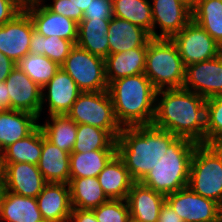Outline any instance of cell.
Segmentation results:
<instances>
[{"mask_svg":"<svg viewBox=\"0 0 222 222\" xmlns=\"http://www.w3.org/2000/svg\"><path fill=\"white\" fill-rule=\"evenodd\" d=\"M152 125L177 137L204 144L206 99L184 88L158 90Z\"/></svg>","mask_w":222,"mask_h":222,"instance_id":"cell-1","label":"cell"},{"mask_svg":"<svg viewBox=\"0 0 222 222\" xmlns=\"http://www.w3.org/2000/svg\"><path fill=\"white\" fill-rule=\"evenodd\" d=\"M177 138L151 125L123 127L116 140L117 155L135 182H140Z\"/></svg>","mask_w":222,"mask_h":222,"instance_id":"cell-2","label":"cell"},{"mask_svg":"<svg viewBox=\"0 0 222 222\" xmlns=\"http://www.w3.org/2000/svg\"><path fill=\"white\" fill-rule=\"evenodd\" d=\"M108 91L121 128L152 124L157 90L145 74L112 81Z\"/></svg>","mask_w":222,"mask_h":222,"instance_id":"cell-3","label":"cell"},{"mask_svg":"<svg viewBox=\"0 0 222 222\" xmlns=\"http://www.w3.org/2000/svg\"><path fill=\"white\" fill-rule=\"evenodd\" d=\"M197 145L177 137L140 182L164 196L187 187L191 158Z\"/></svg>","mask_w":222,"mask_h":222,"instance_id":"cell-4","label":"cell"},{"mask_svg":"<svg viewBox=\"0 0 222 222\" xmlns=\"http://www.w3.org/2000/svg\"><path fill=\"white\" fill-rule=\"evenodd\" d=\"M144 74L157 91L183 88L185 66L171 39L151 38L148 41Z\"/></svg>","mask_w":222,"mask_h":222,"instance_id":"cell-5","label":"cell"},{"mask_svg":"<svg viewBox=\"0 0 222 222\" xmlns=\"http://www.w3.org/2000/svg\"><path fill=\"white\" fill-rule=\"evenodd\" d=\"M77 124H88L107 130L116 140L121 132L109 91L81 92L66 114Z\"/></svg>","mask_w":222,"mask_h":222,"instance_id":"cell-6","label":"cell"},{"mask_svg":"<svg viewBox=\"0 0 222 222\" xmlns=\"http://www.w3.org/2000/svg\"><path fill=\"white\" fill-rule=\"evenodd\" d=\"M187 186L222 206V163L205 144L195 147Z\"/></svg>","mask_w":222,"mask_h":222,"instance_id":"cell-7","label":"cell"},{"mask_svg":"<svg viewBox=\"0 0 222 222\" xmlns=\"http://www.w3.org/2000/svg\"><path fill=\"white\" fill-rule=\"evenodd\" d=\"M82 92L107 91L105 59L75 45L61 65Z\"/></svg>","mask_w":222,"mask_h":222,"instance_id":"cell-8","label":"cell"},{"mask_svg":"<svg viewBox=\"0 0 222 222\" xmlns=\"http://www.w3.org/2000/svg\"><path fill=\"white\" fill-rule=\"evenodd\" d=\"M171 40L177 46L185 67L213 59L222 53V47L193 20Z\"/></svg>","mask_w":222,"mask_h":222,"instance_id":"cell-9","label":"cell"},{"mask_svg":"<svg viewBox=\"0 0 222 222\" xmlns=\"http://www.w3.org/2000/svg\"><path fill=\"white\" fill-rule=\"evenodd\" d=\"M2 188L13 194L36 198L47 184L37 165L0 163Z\"/></svg>","mask_w":222,"mask_h":222,"instance_id":"cell-10","label":"cell"},{"mask_svg":"<svg viewBox=\"0 0 222 222\" xmlns=\"http://www.w3.org/2000/svg\"><path fill=\"white\" fill-rule=\"evenodd\" d=\"M184 222H210L221 215V205L196 194L188 186L165 196Z\"/></svg>","mask_w":222,"mask_h":222,"instance_id":"cell-11","label":"cell"},{"mask_svg":"<svg viewBox=\"0 0 222 222\" xmlns=\"http://www.w3.org/2000/svg\"><path fill=\"white\" fill-rule=\"evenodd\" d=\"M23 9L30 16L38 34L45 37L57 36L76 45L78 23L75 20L51 12L40 0H30Z\"/></svg>","mask_w":222,"mask_h":222,"instance_id":"cell-12","label":"cell"},{"mask_svg":"<svg viewBox=\"0 0 222 222\" xmlns=\"http://www.w3.org/2000/svg\"><path fill=\"white\" fill-rule=\"evenodd\" d=\"M183 88L208 99L222 96V53L185 67Z\"/></svg>","mask_w":222,"mask_h":222,"instance_id":"cell-13","label":"cell"},{"mask_svg":"<svg viewBox=\"0 0 222 222\" xmlns=\"http://www.w3.org/2000/svg\"><path fill=\"white\" fill-rule=\"evenodd\" d=\"M152 38L171 39L191 20V8L181 0H152ZM161 29L158 34L155 29Z\"/></svg>","mask_w":222,"mask_h":222,"instance_id":"cell-14","label":"cell"},{"mask_svg":"<svg viewBox=\"0 0 222 222\" xmlns=\"http://www.w3.org/2000/svg\"><path fill=\"white\" fill-rule=\"evenodd\" d=\"M33 22L23 9L12 20L0 26V52L14 63L29 53Z\"/></svg>","mask_w":222,"mask_h":222,"instance_id":"cell-15","label":"cell"},{"mask_svg":"<svg viewBox=\"0 0 222 222\" xmlns=\"http://www.w3.org/2000/svg\"><path fill=\"white\" fill-rule=\"evenodd\" d=\"M11 110L29 112L38 118L42 108V89L17 66L5 80Z\"/></svg>","mask_w":222,"mask_h":222,"instance_id":"cell-16","label":"cell"},{"mask_svg":"<svg viewBox=\"0 0 222 222\" xmlns=\"http://www.w3.org/2000/svg\"><path fill=\"white\" fill-rule=\"evenodd\" d=\"M81 92L75 81L60 68L42 88L41 113L48 101L49 115H66Z\"/></svg>","mask_w":222,"mask_h":222,"instance_id":"cell-17","label":"cell"},{"mask_svg":"<svg viewBox=\"0 0 222 222\" xmlns=\"http://www.w3.org/2000/svg\"><path fill=\"white\" fill-rule=\"evenodd\" d=\"M36 200L45 222H69L72 205L68 184L47 183Z\"/></svg>","mask_w":222,"mask_h":222,"instance_id":"cell-18","label":"cell"},{"mask_svg":"<svg viewBox=\"0 0 222 222\" xmlns=\"http://www.w3.org/2000/svg\"><path fill=\"white\" fill-rule=\"evenodd\" d=\"M126 201L131 217L140 222H157L165 196L141 182H134Z\"/></svg>","mask_w":222,"mask_h":222,"instance_id":"cell-19","label":"cell"},{"mask_svg":"<svg viewBox=\"0 0 222 222\" xmlns=\"http://www.w3.org/2000/svg\"><path fill=\"white\" fill-rule=\"evenodd\" d=\"M110 54L129 51L134 48H147L150 34L127 20L112 17L107 32Z\"/></svg>","mask_w":222,"mask_h":222,"instance_id":"cell-20","label":"cell"},{"mask_svg":"<svg viewBox=\"0 0 222 222\" xmlns=\"http://www.w3.org/2000/svg\"><path fill=\"white\" fill-rule=\"evenodd\" d=\"M39 118L18 110L0 111V153L10 144L30 135L38 126Z\"/></svg>","mask_w":222,"mask_h":222,"instance_id":"cell-21","label":"cell"},{"mask_svg":"<svg viewBox=\"0 0 222 222\" xmlns=\"http://www.w3.org/2000/svg\"><path fill=\"white\" fill-rule=\"evenodd\" d=\"M70 154L48 141L42 132V153L37 164L47 183L70 181Z\"/></svg>","mask_w":222,"mask_h":222,"instance_id":"cell-22","label":"cell"},{"mask_svg":"<svg viewBox=\"0 0 222 222\" xmlns=\"http://www.w3.org/2000/svg\"><path fill=\"white\" fill-rule=\"evenodd\" d=\"M147 48L109 54L105 58V77L108 85L115 80L144 74Z\"/></svg>","mask_w":222,"mask_h":222,"instance_id":"cell-23","label":"cell"},{"mask_svg":"<svg viewBox=\"0 0 222 222\" xmlns=\"http://www.w3.org/2000/svg\"><path fill=\"white\" fill-rule=\"evenodd\" d=\"M108 199L126 200L135 182L122 159L116 154L97 176Z\"/></svg>","mask_w":222,"mask_h":222,"instance_id":"cell-24","label":"cell"},{"mask_svg":"<svg viewBox=\"0 0 222 222\" xmlns=\"http://www.w3.org/2000/svg\"><path fill=\"white\" fill-rule=\"evenodd\" d=\"M45 222L36 198L13 194L3 189L0 201V222Z\"/></svg>","mask_w":222,"mask_h":222,"instance_id":"cell-25","label":"cell"},{"mask_svg":"<svg viewBox=\"0 0 222 222\" xmlns=\"http://www.w3.org/2000/svg\"><path fill=\"white\" fill-rule=\"evenodd\" d=\"M109 24L110 19H82L78 23L76 45L105 59L110 54Z\"/></svg>","mask_w":222,"mask_h":222,"instance_id":"cell-26","label":"cell"},{"mask_svg":"<svg viewBox=\"0 0 222 222\" xmlns=\"http://www.w3.org/2000/svg\"><path fill=\"white\" fill-rule=\"evenodd\" d=\"M117 154V149L70 153V178L97 177Z\"/></svg>","mask_w":222,"mask_h":222,"instance_id":"cell-27","label":"cell"},{"mask_svg":"<svg viewBox=\"0 0 222 222\" xmlns=\"http://www.w3.org/2000/svg\"><path fill=\"white\" fill-rule=\"evenodd\" d=\"M68 185L72 208L92 210L109 200L97 177L70 178Z\"/></svg>","mask_w":222,"mask_h":222,"instance_id":"cell-28","label":"cell"},{"mask_svg":"<svg viewBox=\"0 0 222 222\" xmlns=\"http://www.w3.org/2000/svg\"><path fill=\"white\" fill-rule=\"evenodd\" d=\"M42 153V130L38 126L27 137L10 144L0 153V163L25 162L37 165Z\"/></svg>","mask_w":222,"mask_h":222,"instance_id":"cell-29","label":"cell"},{"mask_svg":"<svg viewBox=\"0 0 222 222\" xmlns=\"http://www.w3.org/2000/svg\"><path fill=\"white\" fill-rule=\"evenodd\" d=\"M50 120L39 124L44 137L61 150L72 153L76 142L77 123L67 115H50Z\"/></svg>","mask_w":222,"mask_h":222,"instance_id":"cell-30","label":"cell"},{"mask_svg":"<svg viewBox=\"0 0 222 222\" xmlns=\"http://www.w3.org/2000/svg\"><path fill=\"white\" fill-rule=\"evenodd\" d=\"M191 12L192 20L222 47V0H198Z\"/></svg>","mask_w":222,"mask_h":222,"instance_id":"cell-31","label":"cell"},{"mask_svg":"<svg viewBox=\"0 0 222 222\" xmlns=\"http://www.w3.org/2000/svg\"><path fill=\"white\" fill-rule=\"evenodd\" d=\"M114 17L146 30L152 38L153 16L149 0H112Z\"/></svg>","mask_w":222,"mask_h":222,"instance_id":"cell-32","label":"cell"},{"mask_svg":"<svg viewBox=\"0 0 222 222\" xmlns=\"http://www.w3.org/2000/svg\"><path fill=\"white\" fill-rule=\"evenodd\" d=\"M30 41L29 53L44 55L59 66L65 62V59L75 46L70 40L57 36L45 37L36 31L32 33Z\"/></svg>","mask_w":222,"mask_h":222,"instance_id":"cell-33","label":"cell"},{"mask_svg":"<svg viewBox=\"0 0 222 222\" xmlns=\"http://www.w3.org/2000/svg\"><path fill=\"white\" fill-rule=\"evenodd\" d=\"M116 149V139L107 131L88 124H77L76 142L72 152Z\"/></svg>","mask_w":222,"mask_h":222,"instance_id":"cell-34","label":"cell"},{"mask_svg":"<svg viewBox=\"0 0 222 222\" xmlns=\"http://www.w3.org/2000/svg\"><path fill=\"white\" fill-rule=\"evenodd\" d=\"M16 66L22 70L41 89L54 77L61 68L56 62L44 55L28 53L20 59Z\"/></svg>","mask_w":222,"mask_h":222,"instance_id":"cell-35","label":"cell"},{"mask_svg":"<svg viewBox=\"0 0 222 222\" xmlns=\"http://www.w3.org/2000/svg\"><path fill=\"white\" fill-rule=\"evenodd\" d=\"M222 138V96L206 99V142Z\"/></svg>","mask_w":222,"mask_h":222,"instance_id":"cell-36","label":"cell"},{"mask_svg":"<svg viewBox=\"0 0 222 222\" xmlns=\"http://www.w3.org/2000/svg\"><path fill=\"white\" fill-rule=\"evenodd\" d=\"M92 210L98 222H127L130 217L126 200L109 199Z\"/></svg>","mask_w":222,"mask_h":222,"instance_id":"cell-37","label":"cell"},{"mask_svg":"<svg viewBox=\"0 0 222 222\" xmlns=\"http://www.w3.org/2000/svg\"><path fill=\"white\" fill-rule=\"evenodd\" d=\"M113 16L112 0H91L83 13V19H111Z\"/></svg>","mask_w":222,"mask_h":222,"instance_id":"cell-38","label":"cell"},{"mask_svg":"<svg viewBox=\"0 0 222 222\" xmlns=\"http://www.w3.org/2000/svg\"><path fill=\"white\" fill-rule=\"evenodd\" d=\"M23 10L16 0H0V26L12 20Z\"/></svg>","mask_w":222,"mask_h":222,"instance_id":"cell-39","label":"cell"},{"mask_svg":"<svg viewBox=\"0 0 222 222\" xmlns=\"http://www.w3.org/2000/svg\"><path fill=\"white\" fill-rule=\"evenodd\" d=\"M45 4V0H40ZM45 6L56 14L65 16L66 18L74 20V5L71 0H53L52 4H45Z\"/></svg>","mask_w":222,"mask_h":222,"instance_id":"cell-40","label":"cell"},{"mask_svg":"<svg viewBox=\"0 0 222 222\" xmlns=\"http://www.w3.org/2000/svg\"><path fill=\"white\" fill-rule=\"evenodd\" d=\"M69 222H98L93 210L72 208Z\"/></svg>","mask_w":222,"mask_h":222,"instance_id":"cell-41","label":"cell"},{"mask_svg":"<svg viewBox=\"0 0 222 222\" xmlns=\"http://www.w3.org/2000/svg\"><path fill=\"white\" fill-rule=\"evenodd\" d=\"M157 222H184L181 217L173 210L171 205L165 200L163 203Z\"/></svg>","mask_w":222,"mask_h":222,"instance_id":"cell-42","label":"cell"},{"mask_svg":"<svg viewBox=\"0 0 222 222\" xmlns=\"http://www.w3.org/2000/svg\"><path fill=\"white\" fill-rule=\"evenodd\" d=\"M15 67L16 63L0 52V82L5 81Z\"/></svg>","mask_w":222,"mask_h":222,"instance_id":"cell-43","label":"cell"},{"mask_svg":"<svg viewBox=\"0 0 222 222\" xmlns=\"http://www.w3.org/2000/svg\"><path fill=\"white\" fill-rule=\"evenodd\" d=\"M74 5V20L79 23L83 19V13L88 8L91 0H71Z\"/></svg>","mask_w":222,"mask_h":222,"instance_id":"cell-44","label":"cell"},{"mask_svg":"<svg viewBox=\"0 0 222 222\" xmlns=\"http://www.w3.org/2000/svg\"><path fill=\"white\" fill-rule=\"evenodd\" d=\"M5 81L0 82V111L11 110L10 97Z\"/></svg>","mask_w":222,"mask_h":222,"instance_id":"cell-45","label":"cell"},{"mask_svg":"<svg viewBox=\"0 0 222 222\" xmlns=\"http://www.w3.org/2000/svg\"><path fill=\"white\" fill-rule=\"evenodd\" d=\"M222 163V138H217L204 143Z\"/></svg>","mask_w":222,"mask_h":222,"instance_id":"cell-46","label":"cell"},{"mask_svg":"<svg viewBox=\"0 0 222 222\" xmlns=\"http://www.w3.org/2000/svg\"><path fill=\"white\" fill-rule=\"evenodd\" d=\"M181 1H183L192 9L198 0H181Z\"/></svg>","mask_w":222,"mask_h":222,"instance_id":"cell-47","label":"cell"},{"mask_svg":"<svg viewBox=\"0 0 222 222\" xmlns=\"http://www.w3.org/2000/svg\"><path fill=\"white\" fill-rule=\"evenodd\" d=\"M22 7H24L30 0H16Z\"/></svg>","mask_w":222,"mask_h":222,"instance_id":"cell-48","label":"cell"},{"mask_svg":"<svg viewBox=\"0 0 222 222\" xmlns=\"http://www.w3.org/2000/svg\"><path fill=\"white\" fill-rule=\"evenodd\" d=\"M210 222H222V216H218L216 219L210 221Z\"/></svg>","mask_w":222,"mask_h":222,"instance_id":"cell-49","label":"cell"},{"mask_svg":"<svg viewBox=\"0 0 222 222\" xmlns=\"http://www.w3.org/2000/svg\"><path fill=\"white\" fill-rule=\"evenodd\" d=\"M127 222H140V221L130 216Z\"/></svg>","mask_w":222,"mask_h":222,"instance_id":"cell-50","label":"cell"},{"mask_svg":"<svg viewBox=\"0 0 222 222\" xmlns=\"http://www.w3.org/2000/svg\"><path fill=\"white\" fill-rule=\"evenodd\" d=\"M2 195H3V188H2V185L0 183V201H1Z\"/></svg>","mask_w":222,"mask_h":222,"instance_id":"cell-51","label":"cell"}]
</instances>
